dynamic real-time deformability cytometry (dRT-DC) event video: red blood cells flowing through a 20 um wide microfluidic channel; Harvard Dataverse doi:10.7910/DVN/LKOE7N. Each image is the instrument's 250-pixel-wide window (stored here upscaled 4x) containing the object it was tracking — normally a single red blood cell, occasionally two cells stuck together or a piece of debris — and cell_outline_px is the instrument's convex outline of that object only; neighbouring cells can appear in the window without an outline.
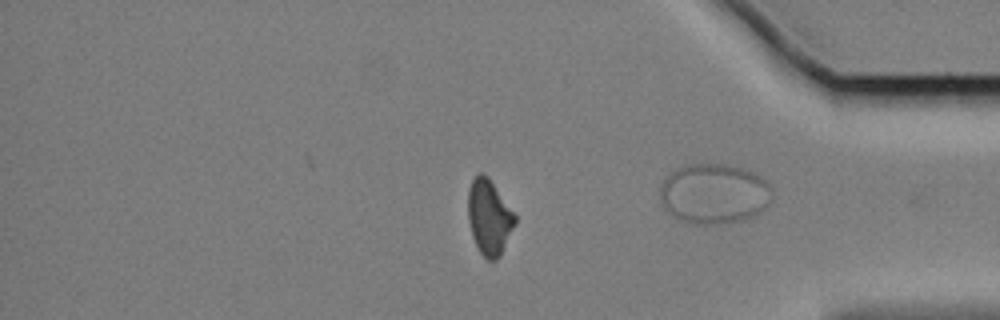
{"species": "Egyptian fruit bat (a non-hibernating species)", "species_latin": "Rousettus aegyptiacus", "temperature_condition": "cold", "stored_images_in_passage": 43, "camera_frame_rate_fps": 3000, "um_per_image_px": 0.085, "animal": {"sex": "female"}, "frame": {"image": 1, "passage_image": 33, "time_ms": 10.667, "image_size_px": [1000, 320], "cell_outline_px": [[516, 224], [500, 256], [496, 260], [488, 260], [480, 252], [472, 236], [468, 220], [468, 188], [472, 180], [480, 172], [484, 172], [488, 176], [516, 216]], "centroid_in_image_um": [41.57, 18.46], "position_along_channel_um": 393.6, "area_um2": 20.58}}
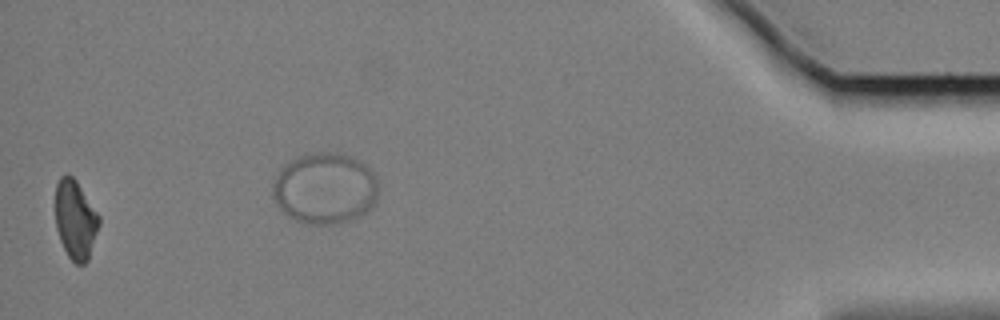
{"frame": {"image": 2, "passage_image": 42, "time_ms": 13.667, "image_size_px": [1000, 320], "cell_outline_px": [[100, 224], [88, 260], [84, 264], [76, 264], [68, 256], [60, 240], [56, 228], [56, 184], [60, 176], [64, 172], [68, 172], [76, 180], [100, 216]], "centroid_in_image_um": [6.41, 18.64], "position_along_channel_um": 428.8, "area_um2": 20.23}}